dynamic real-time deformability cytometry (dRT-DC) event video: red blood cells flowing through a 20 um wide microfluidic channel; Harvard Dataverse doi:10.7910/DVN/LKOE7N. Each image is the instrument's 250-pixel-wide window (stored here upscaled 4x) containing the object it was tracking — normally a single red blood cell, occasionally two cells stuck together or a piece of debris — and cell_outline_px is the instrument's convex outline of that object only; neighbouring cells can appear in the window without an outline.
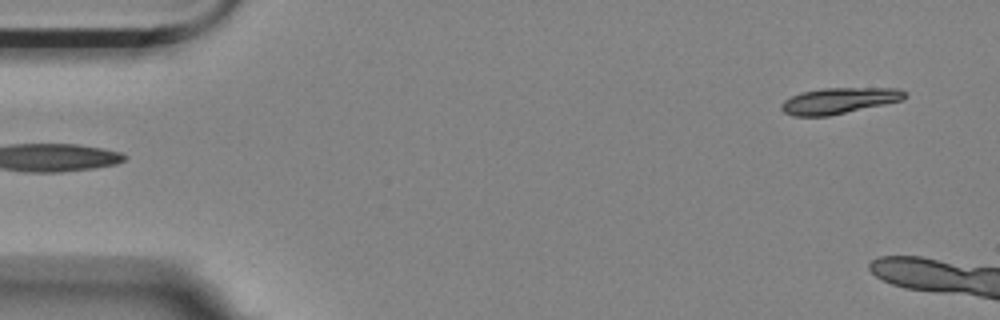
{"species": "Egyptian fruit bat (a non-hibernating species)", "species_latin": "Rousettus aegyptiacus", "temperature_condition": "room temperature", "stored_images_in_passage": 5, "segment_of_instrument_passage": [2, 2], "camera_frame_rate_fps": 3000, "um_per_image_px": 0.085, "animal": {"sex": "female"}, "frame": {"image": 1, "passage_image": 5, "time_ms": 1.333, "image_size_px": [1000, 320], "cell_outline_px": [[908, 96], [904, 100], [828, 116], [792, 116], [784, 112], [780, 108], [780, 104], [784, 100], [800, 92], [824, 88], [900, 88], [908, 92]], "centroid_in_image_um": [71.35, 8.55], "position_along_channel_um": 13.7, "area_um2": 18.9}}